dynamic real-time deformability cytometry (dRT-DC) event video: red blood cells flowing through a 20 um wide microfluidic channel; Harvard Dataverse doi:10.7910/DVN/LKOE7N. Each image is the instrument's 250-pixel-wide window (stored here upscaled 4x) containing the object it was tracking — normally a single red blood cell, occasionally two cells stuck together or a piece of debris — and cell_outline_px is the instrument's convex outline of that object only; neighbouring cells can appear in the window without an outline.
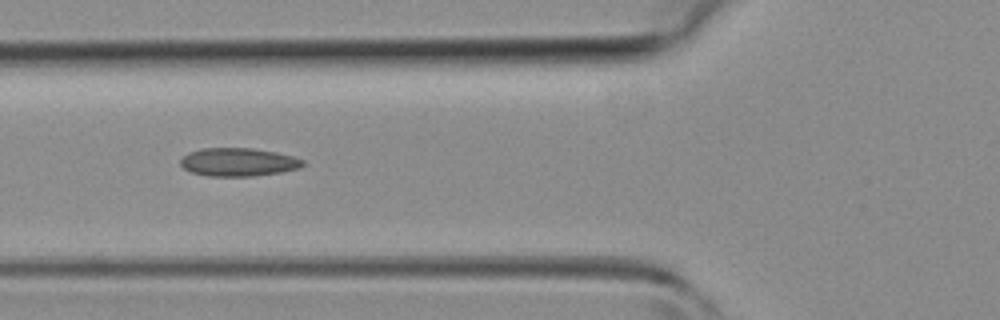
{"species": "common noctule bat (a hibernating species)", "species_latin": "Nyctalus noctula", "temperature_condition": "room temperature", "stored_images_in_passage": 9, "camera_frame_rate_fps": 3000, "um_per_image_px": 0.085, "animal": {"sex": "female", "body_mass_g": 19.3, "forearm_length_mm": 54.1}, "frame": {"image": 1, "passage_image": 6, "time_ms": 1.667, "image_size_px": [1000, 320], "cell_outline_px": [[304, 164], [300, 168], [280, 172], [252, 176], [208, 176], [192, 172], [184, 168], [180, 164], [180, 160], [188, 152], [204, 148], [252, 148], [276, 152], [292, 156], [304, 160]], "centroid_in_image_um": [20.26, 13.77], "position_along_channel_um": 105.5, "area_um2": 20.06}}